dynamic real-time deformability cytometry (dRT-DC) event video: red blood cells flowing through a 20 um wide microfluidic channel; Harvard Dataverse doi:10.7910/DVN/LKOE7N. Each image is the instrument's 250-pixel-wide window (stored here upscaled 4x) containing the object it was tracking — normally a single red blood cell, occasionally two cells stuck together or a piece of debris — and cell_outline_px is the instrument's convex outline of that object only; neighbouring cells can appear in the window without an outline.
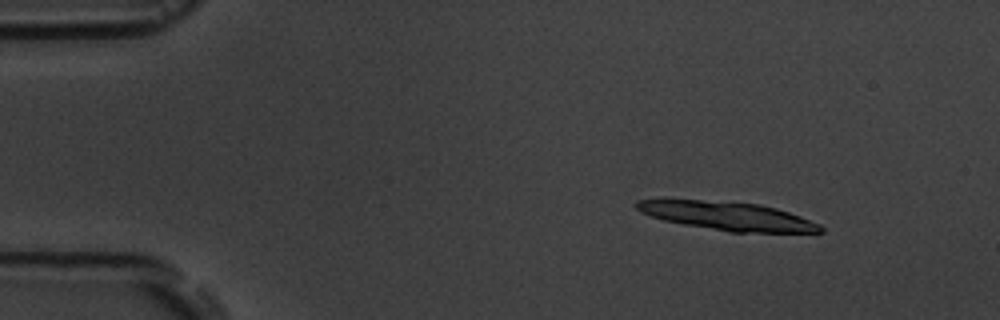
{"species": "common noctule bat (a hibernating species)", "species_latin": "Nyctalus noctula", "temperature_condition": "room temperature", "stored_images_in_passage": 3, "camera_frame_rate_fps": 3000, "um_per_image_px": 0.085, "animal": {"sex": "male", "body_mass_g": 19.5, "forearm_length_mm": 54.6}, "frame": {"image": 1, "passage_image": 1, "time_ms": 0.0, "image_size_px": [1000, 320], "cell_outline_px": [[824, 232], [728, 232], [684, 224], [664, 220], [640, 212], [636, 208], [636, 200], [664, 196], [760, 204], [776, 208], [800, 216], [820, 224], [824, 228]], "centroid_in_image_um": [61.7, 18.31], "position_along_channel_um": 23.3, "area_um2": 31.33}}